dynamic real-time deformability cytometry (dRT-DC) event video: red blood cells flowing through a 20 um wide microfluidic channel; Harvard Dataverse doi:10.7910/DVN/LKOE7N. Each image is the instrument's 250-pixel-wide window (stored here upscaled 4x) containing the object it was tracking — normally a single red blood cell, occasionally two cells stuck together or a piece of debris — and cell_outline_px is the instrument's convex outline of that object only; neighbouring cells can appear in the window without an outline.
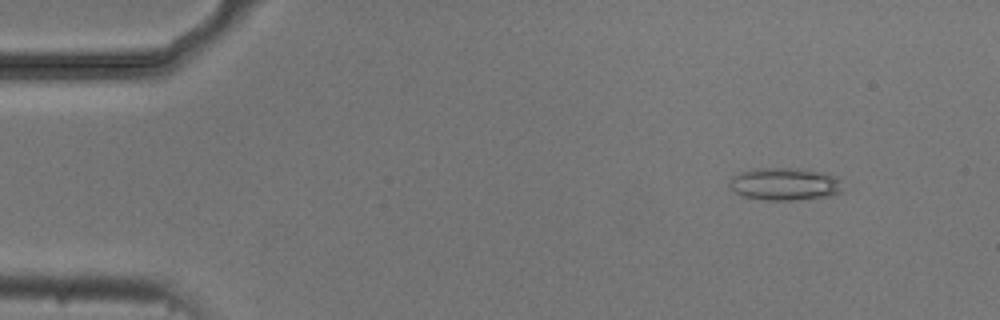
{"species": "common noctule bat (a hibernating species)", "species_latin": "Nyctalus noctula", "temperature_condition": "cold", "stored_images_in_passage": 3, "camera_frame_rate_fps": 3000, "um_per_image_px": 0.085, "animal": {"sex": "male", "body_mass_g": 20.5, "forearm_length_mm": 52.5}, "frame": {"image": 1, "passage_image": 1, "time_ms": 0.0, "image_size_px": [1000, 320], "cell_outline_px": [[844, 180], [840, 192], [824, 196], [792, 200], [764, 200], [740, 196], [728, 188], [728, 184], [732, 176], [740, 172], [760, 168], [796, 168], [824, 172], [836, 176]], "centroid_in_image_um": [66.67, 15.63], "position_along_channel_um": 18.3, "area_um2": 21.73}}